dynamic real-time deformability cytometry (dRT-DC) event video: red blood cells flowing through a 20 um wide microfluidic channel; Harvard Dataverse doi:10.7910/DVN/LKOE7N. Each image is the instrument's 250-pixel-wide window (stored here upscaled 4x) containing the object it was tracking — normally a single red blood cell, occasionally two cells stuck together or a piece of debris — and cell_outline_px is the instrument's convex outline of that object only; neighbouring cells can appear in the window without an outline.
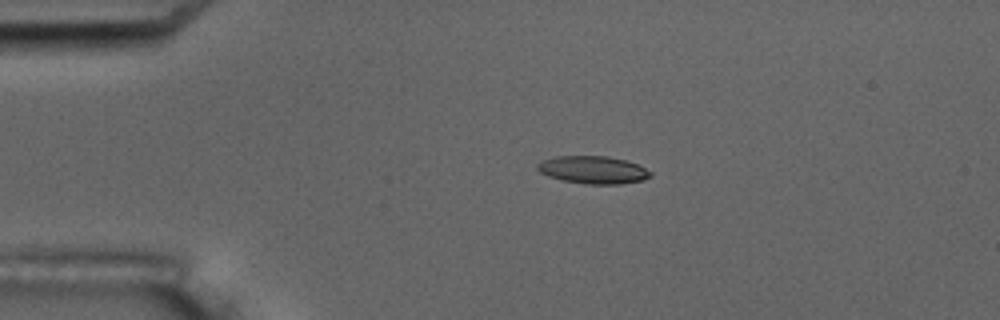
{"species": "common noctule bat (a hibernating species)", "species_latin": "Nyctalus noctula", "temperature_condition": "room temperature", "stored_images_in_passage": 7, "camera_frame_rate_fps": 3000, "um_per_image_px": 0.085, "animal": {"sex": "male", "body_mass_g": 17.5, "forearm_length_mm": 52.3}, "frame": {"image": 1, "passage_image": 2, "time_ms": 1.0, "image_size_px": [1000, 320], "cell_outline_px": [[652, 176], [644, 180], [620, 184], [584, 184], [564, 180], [548, 176], [540, 172], [536, 168], [536, 164], [540, 160], [556, 156], [608, 156], [624, 160], [636, 164], [652, 172]], "centroid_in_image_um": [50.39, 14.44], "position_along_channel_um": 34.6, "area_um2": 18.26}}
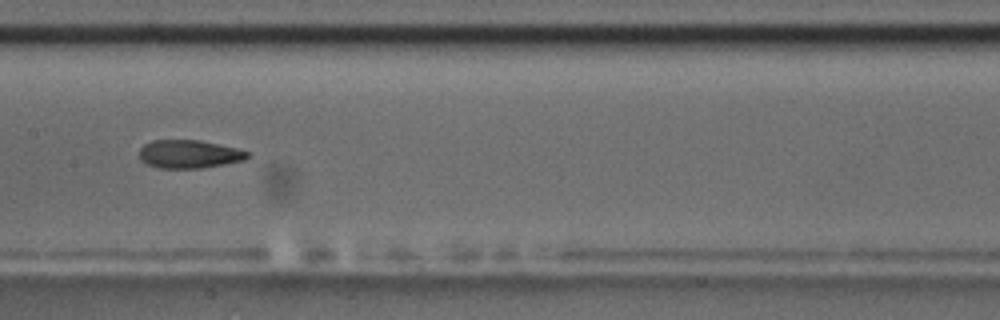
{"frame": {"image": 2, "passage_image": 7, "time_ms": 6.667, "image_size_px": [1000, 320], "cell_outline_px": [[248, 156], [244, 160], [224, 164], [200, 168], [160, 168], [148, 164], [140, 160], [140, 148], [144, 144], [152, 140], [200, 140], [236, 148], [248, 152]], "centroid_in_image_um": [16.05, 13.09], "position_along_channel_um": 191.4, "area_um2": 17.63}}